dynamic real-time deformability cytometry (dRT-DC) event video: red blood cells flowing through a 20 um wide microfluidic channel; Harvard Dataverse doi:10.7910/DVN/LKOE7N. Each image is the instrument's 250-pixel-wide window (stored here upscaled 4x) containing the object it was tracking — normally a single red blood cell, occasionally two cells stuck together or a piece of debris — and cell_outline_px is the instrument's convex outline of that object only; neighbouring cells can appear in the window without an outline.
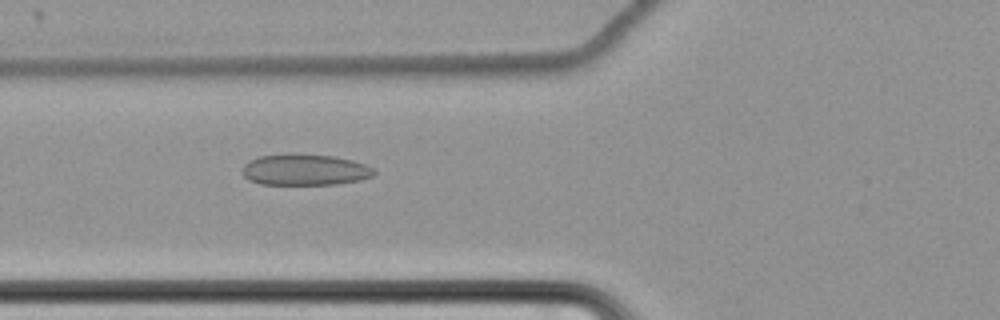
{"species": "common noctule bat (a hibernating species)", "species_latin": "Nyctalus noctula", "temperature_condition": "cold", "stored_images_in_passage": 41, "camera_frame_rate_fps": 3000, "um_per_image_px": 0.085, "animal": {"sex": "female", "body_mass_g": 22.7, "forearm_length_mm": 54.2}, "frame": {"image": 1, "passage_image": 7, "time_ms": 2.0, "image_size_px": [1000, 320], "cell_outline_px": [[376, 172], [372, 176], [360, 180], [336, 184], [260, 184], [248, 180], [244, 176], [240, 168], [248, 160], [260, 156], [332, 156], [352, 160], [364, 164], [372, 168]], "centroid_in_image_um": [25.89, 14.47], "position_along_channel_um": 99.9, "area_um2": 23.24}}
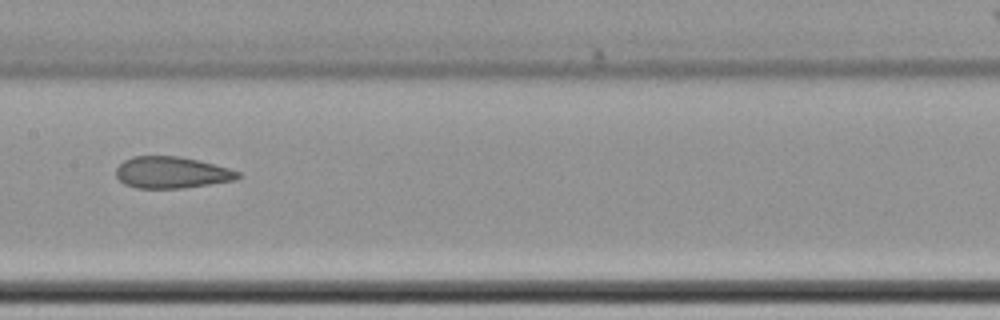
{"frame": {"image": 2, "passage_image": 15, "time_ms": 4.667, "image_size_px": [1000, 320], "cell_outline_px": [[240, 176], [236, 180], [184, 188], [136, 188], [124, 184], [116, 176], [116, 168], [124, 160], [132, 156], [180, 156], [228, 168], [240, 172]], "centroid_in_image_um": [14.56, 14.66], "position_along_channel_um": 192.8, "area_um2": 22.37}}
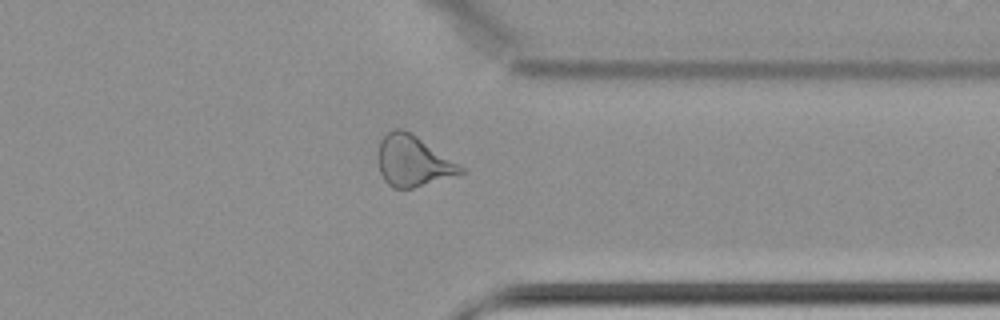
{"frame": {"image": 3, "passage_image": 31, "time_ms": 10.0, "image_size_px": [1000, 320], "cell_outline_px": [[464, 172], [412, 188], [392, 188], [384, 180], [380, 172], [376, 156], [380, 140], [392, 128], [404, 128], [464, 168]], "centroid_in_image_um": [35.01, 13.67], "position_along_channel_um": 376.4, "area_um2": 24.1}}